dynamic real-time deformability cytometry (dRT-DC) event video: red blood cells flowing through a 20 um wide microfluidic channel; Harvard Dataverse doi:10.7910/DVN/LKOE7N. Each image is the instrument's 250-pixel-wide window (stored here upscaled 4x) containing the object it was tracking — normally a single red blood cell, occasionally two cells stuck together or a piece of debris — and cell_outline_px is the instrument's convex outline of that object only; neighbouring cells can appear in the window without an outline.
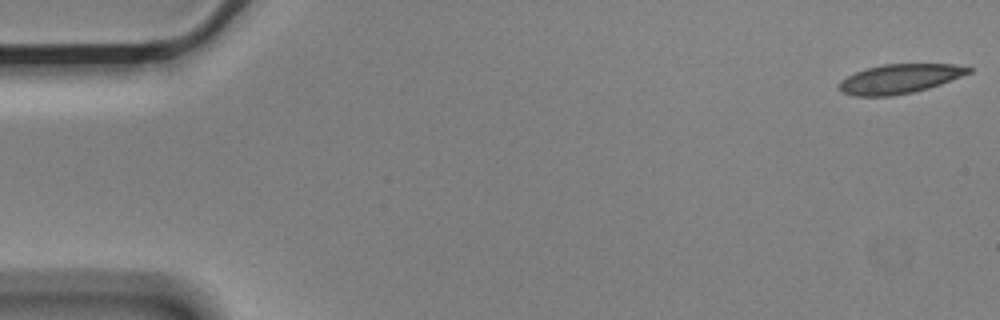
{"species": "Egyptian fruit bat (a non-hibernating species)", "species_latin": "Rousettus aegyptiacus", "temperature_condition": "cold", "stored_images_in_passage": 4, "camera_frame_rate_fps": 3000, "um_per_image_px": 0.085, "animal": {"sex": "male"}, "frame": {"image": 1, "passage_image": 1, "time_ms": 0.0, "image_size_px": [1000, 320], "cell_outline_px": [[972, 72], [940, 84], [928, 88], [912, 92], [892, 96], [852, 96], [840, 92], [840, 80], [856, 72], [868, 68], [884, 64], [952, 64], [972, 68]], "centroid_in_image_um": [76.45, 6.7], "position_along_channel_um": 8.5, "area_um2": 21.91}}